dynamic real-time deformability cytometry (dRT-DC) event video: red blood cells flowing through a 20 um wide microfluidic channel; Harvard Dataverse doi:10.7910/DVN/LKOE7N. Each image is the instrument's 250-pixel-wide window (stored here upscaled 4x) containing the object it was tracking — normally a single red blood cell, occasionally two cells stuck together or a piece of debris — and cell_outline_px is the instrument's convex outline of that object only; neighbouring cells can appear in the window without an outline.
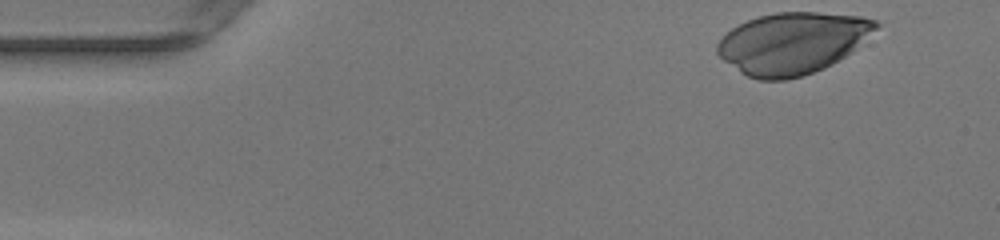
{"species": "human", "species_latin": "Homo sapiens", "temperature_condition": "warm", "stored_images_in_passage": 39, "camera_frame_rate_fps": 3000, "um_per_image_px": 0.085, "donor": {"sex": "female"}, "frame": {"image": 1, "passage_image": 1, "time_ms": 0.0, "image_size_px": [1000, 240], "cell_outline_px": [[880, 24], [852, 52], [832, 64], [824, 68], [800, 76], [784, 80], [760, 80], [748, 76], [740, 72], [724, 60], [716, 52], [716, 44], [732, 28], [748, 20], [760, 16], [776, 12], [820, 12], [860, 16], [876, 20]], "centroid_in_image_um": [67.35, 3.66], "position_along_channel_um": 17.6, "area_um2": 56.47}}
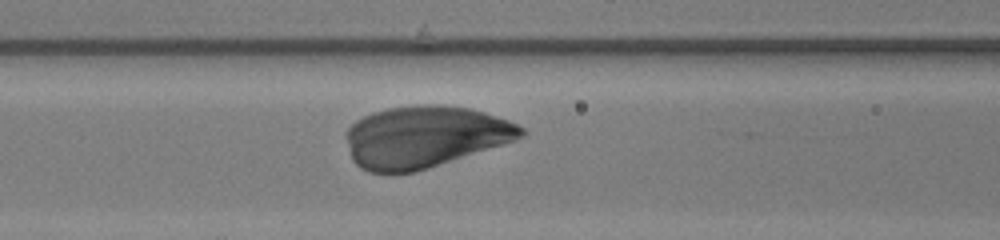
{"frame": {"image": 2, "passage_image": 17, "time_ms": 5.333, "image_size_px": [1000, 240], "cell_outline_px": [[528, 132], [524, 136], [428, 168], [412, 172], [368, 172], [360, 168], [352, 160], [344, 136], [348, 128], [356, 120], [372, 112], [388, 108], [416, 104], [440, 104], [468, 108], [484, 112], [508, 120], [524, 128]], "centroid_in_image_um": [36.04, 11.6], "position_along_channel_um": 130.6, "area_um2": 62.54}}